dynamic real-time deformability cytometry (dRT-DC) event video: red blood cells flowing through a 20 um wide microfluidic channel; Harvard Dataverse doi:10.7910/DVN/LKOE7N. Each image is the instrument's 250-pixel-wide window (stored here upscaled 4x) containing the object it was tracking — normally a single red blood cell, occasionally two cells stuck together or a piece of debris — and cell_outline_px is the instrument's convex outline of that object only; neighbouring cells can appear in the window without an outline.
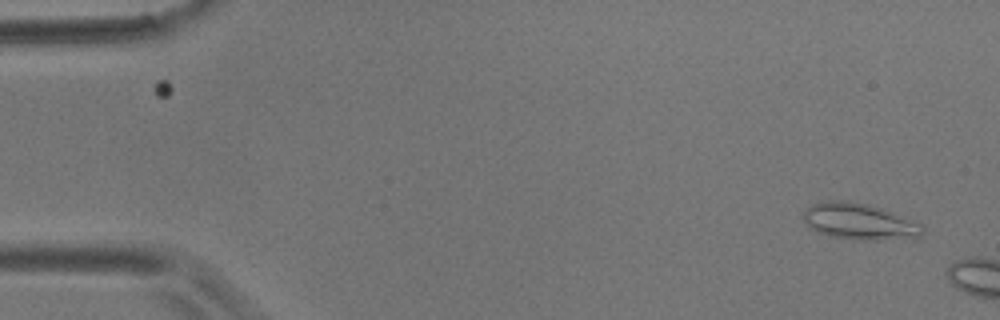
{"species": "common noctule bat (a hibernating species)", "species_latin": "Nyctalus noctula", "temperature_condition": "room temperature", "stored_images_in_passage": 3, "camera_frame_rate_fps": 3000, "um_per_image_px": 0.085, "animal": {"sex": "male", "body_mass_g": 17.9}, "frame": {"image": 1, "passage_image": 1, "time_ms": 0.0, "image_size_px": [1000, 320], "cell_outline_px": [[924, 232], [916, 240], [856, 240], [828, 236], [812, 228], [804, 220], [804, 212], [812, 204], [828, 200], [848, 200], [868, 204], [884, 208], [924, 224]], "centroid_in_image_um": [73.18, 18.84], "position_along_channel_um": 11.8, "area_um2": 25.89}}